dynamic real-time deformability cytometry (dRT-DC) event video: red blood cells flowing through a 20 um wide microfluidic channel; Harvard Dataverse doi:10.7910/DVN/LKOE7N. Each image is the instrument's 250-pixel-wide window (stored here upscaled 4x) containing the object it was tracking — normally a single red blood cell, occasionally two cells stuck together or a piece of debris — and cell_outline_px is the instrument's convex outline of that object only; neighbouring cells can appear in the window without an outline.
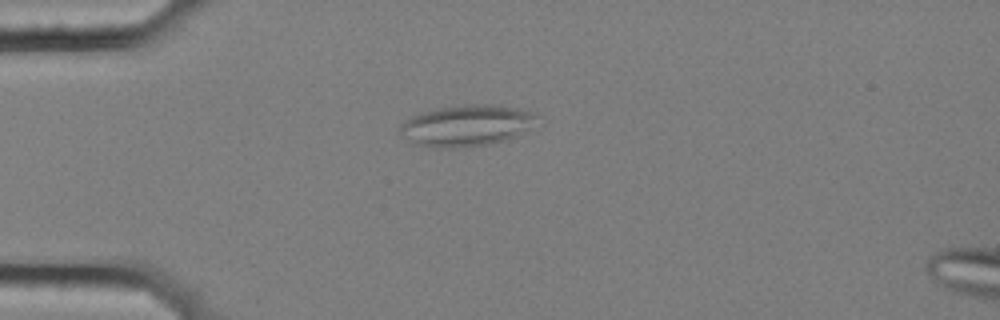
{"species": "common noctule bat (a hibernating species)", "species_latin": "Nyctalus noctula", "temperature_condition": "cold", "stored_images_in_passage": 57, "camera_frame_rate_fps": 3000, "um_per_image_px": 0.085, "animal": {"sex": "female", "body_mass_g": 25.1}, "frame": {"image": 1, "passage_image": 15, "time_ms": 4.667, "image_size_px": [1000, 320], "cell_outline_px": [[536, 116], [516, 136], [504, 140], [488, 144], [464, 148], [428, 148], [412, 144], [400, 136], [396, 132], [400, 124], [404, 120], [420, 112], [436, 108], [464, 104], [496, 104], [520, 108], [532, 112]], "centroid_in_image_um": [39.47, 10.68], "position_along_channel_um": 45.5, "area_um2": 33.23}}
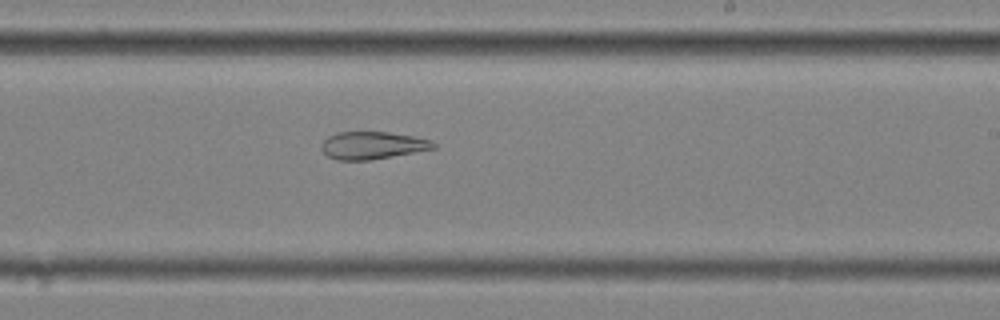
{"frame": {"image": 2, "passage_image": 35, "time_ms": 11.333, "image_size_px": [1000, 320], "cell_outline_px": [[436, 148], [372, 160], [336, 160], [328, 156], [320, 148], [320, 144], [328, 136], [336, 132], [388, 132], [412, 136], [432, 140], [436, 144]], "centroid_in_image_um": [31.64, 12.36], "position_along_channel_um": 257.4, "area_um2": 18.03}}
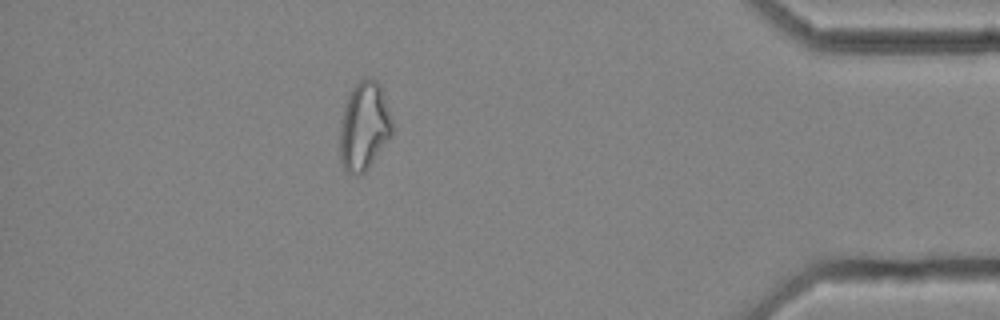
{"frame": {"image": 3, "passage_image": 51, "time_ms": 16.667, "image_size_px": [1000, 320], "cell_outline_px": [[392, 136], [368, 168], [360, 176], [356, 176], [344, 172], [340, 160], [340, 128], [344, 108], [348, 96], [356, 84], [360, 80], [368, 76], [372, 76], [380, 84], [392, 120]], "centroid_in_image_um": [30.95, 10.76], "position_along_channel_um": 404.3, "area_um2": 27.17}, "authors_computed_cell_mechanics": {"area_um2": 26.3568, "velocity_mm_per_s": 3.5135, "shape_relaxation_time_tau1_ms": null, "shape_relaxation_time_tau2_ms": 2.7924, "deformation_change_tau1": null, "deformation_change_tau2": 0.1142}}